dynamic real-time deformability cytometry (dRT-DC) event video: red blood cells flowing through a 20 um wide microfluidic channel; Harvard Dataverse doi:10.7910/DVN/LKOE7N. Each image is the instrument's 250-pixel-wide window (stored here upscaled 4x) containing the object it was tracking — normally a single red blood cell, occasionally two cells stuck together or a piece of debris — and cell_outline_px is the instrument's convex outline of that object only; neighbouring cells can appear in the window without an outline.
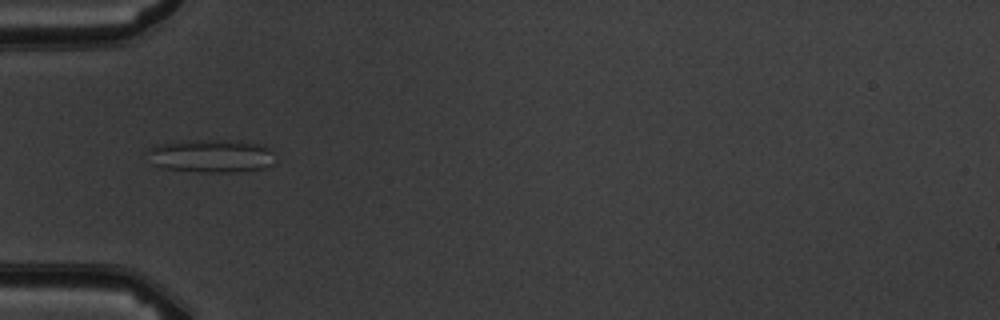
{"species": "common noctule bat (a hibernating species)", "species_latin": "Nyctalus noctula", "temperature_condition": "warm", "stored_images_in_passage": 6, "camera_frame_rate_fps": 3000, "um_per_image_px": 0.085, "animal": {"sex": "male", "body_mass_g": 19.5, "forearm_length_mm": 54.6}, "frame": {"image": 1, "passage_image": 6, "time_ms": 5.667, "image_size_px": [1000, 320], "cell_outline_px": [[276, 164], [264, 168], [236, 172], [196, 172], [160, 168], [152, 164], [144, 152], [152, 144], [180, 140], [236, 140], [264, 144], [272, 152]], "centroid_in_image_um": [17.88, 13.24], "position_along_channel_um": 67.1, "area_um2": 25.66}}